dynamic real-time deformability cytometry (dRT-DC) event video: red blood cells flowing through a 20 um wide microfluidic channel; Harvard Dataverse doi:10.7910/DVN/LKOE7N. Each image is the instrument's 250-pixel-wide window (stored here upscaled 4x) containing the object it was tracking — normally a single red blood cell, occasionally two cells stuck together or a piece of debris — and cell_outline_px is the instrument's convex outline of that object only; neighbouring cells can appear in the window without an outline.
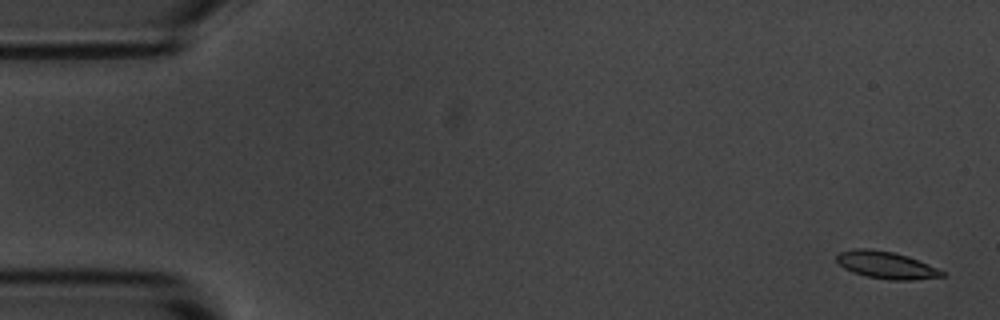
{"species": "common noctule bat (a hibernating species)", "species_latin": "Nyctalus noctula", "temperature_condition": "room temperature", "stored_images_in_passage": 5, "camera_frame_rate_fps": 3000, "um_per_image_px": 0.085, "animal": {"sex": "male", "body_mass_g": 20.1, "forearm_length_mm": 53.5}, "frame": {"image": 1, "passage_image": 1, "time_ms": 0.0, "image_size_px": [1000, 320], "cell_outline_px": [[948, 276], [912, 280], [892, 280], [864, 276], [852, 272], [844, 268], [836, 260], [836, 256], [840, 252], [852, 248], [868, 248], [896, 252], [908, 256], [948, 272]], "centroid_in_image_um": [75.37, 22.53], "position_along_channel_um": 9.6, "area_um2": 17.05}}
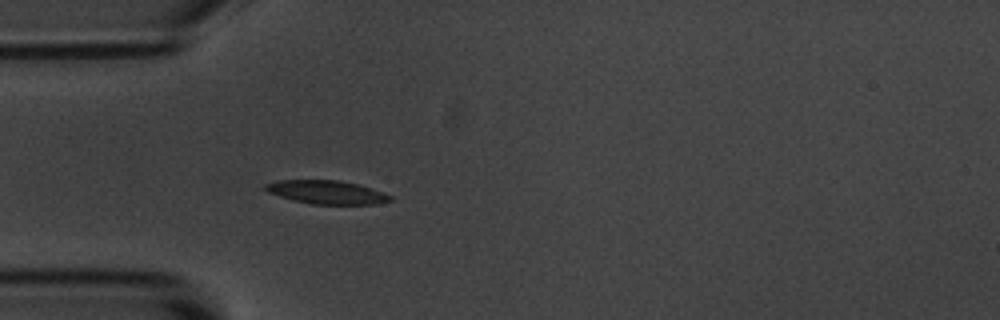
{"frame": {"image": 2, "passage_image": 5, "time_ms": 1.333, "image_size_px": [1000, 320], "cell_outline_px": [[392, 200], [376, 204], [312, 204], [292, 200], [268, 192], [264, 188], [264, 184], [276, 180], [336, 180], [356, 184], [392, 196]], "centroid_in_image_um": [27.7, 16.34], "position_along_channel_um": 57.3, "area_um2": 16.82}}